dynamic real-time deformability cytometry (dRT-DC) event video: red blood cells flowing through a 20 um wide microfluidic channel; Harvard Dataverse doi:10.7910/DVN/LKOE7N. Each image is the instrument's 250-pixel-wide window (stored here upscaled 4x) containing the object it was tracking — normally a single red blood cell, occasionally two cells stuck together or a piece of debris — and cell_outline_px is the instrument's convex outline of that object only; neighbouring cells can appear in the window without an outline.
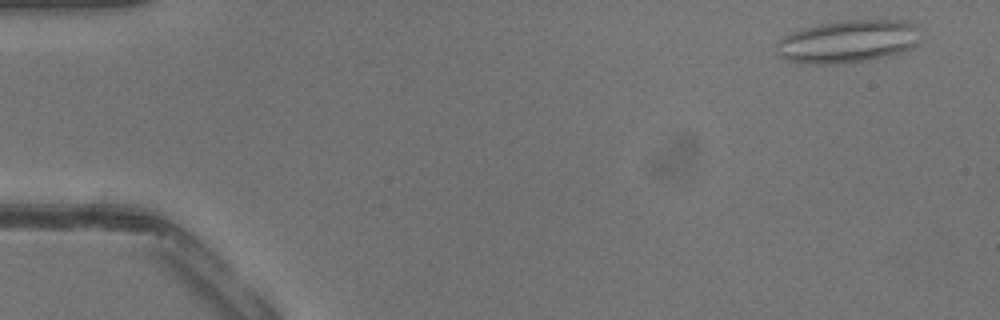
{"species": "common noctule bat (a hibernating species)", "species_latin": "Nyctalus noctula", "temperature_condition": "warm", "stored_images_in_passage": 17, "camera_frame_rate_fps": 3000, "um_per_image_px": 0.085, "animal": {"sex": "male", "body_mass_g": 13.3}, "frame": {"image": 1, "passage_image": 3, "time_ms": 0.667, "image_size_px": [1000, 320], "cell_outline_px": [[920, 40], [912, 48], [888, 56], [864, 60], [828, 64], [816, 64], [788, 60], [780, 56], [776, 52], [776, 44], [784, 36], [792, 32], [804, 28], [820, 24], [840, 20], [904, 20], [912, 24]], "centroid_in_image_um": [72.05, 3.51], "position_along_channel_um": 12.9, "area_um2": 35.32}}